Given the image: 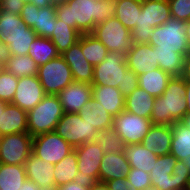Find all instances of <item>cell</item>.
<instances>
[{
	"mask_svg": "<svg viewBox=\"0 0 190 190\" xmlns=\"http://www.w3.org/2000/svg\"><path fill=\"white\" fill-rule=\"evenodd\" d=\"M170 18L168 0H142L138 23L131 31L133 44H149L154 28Z\"/></svg>",
	"mask_w": 190,
	"mask_h": 190,
	"instance_id": "3",
	"label": "cell"
},
{
	"mask_svg": "<svg viewBox=\"0 0 190 190\" xmlns=\"http://www.w3.org/2000/svg\"><path fill=\"white\" fill-rule=\"evenodd\" d=\"M82 119L98 131L111 129L113 126V116H111L98 101L91 98L81 107L78 112Z\"/></svg>",
	"mask_w": 190,
	"mask_h": 190,
	"instance_id": "25",
	"label": "cell"
},
{
	"mask_svg": "<svg viewBox=\"0 0 190 190\" xmlns=\"http://www.w3.org/2000/svg\"><path fill=\"white\" fill-rule=\"evenodd\" d=\"M142 1L116 0L114 16L130 31L138 23Z\"/></svg>",
	"mask_w": 190,
	"mask_h": 190,
	"instance_id": "35",
	"label": "cell"
},
{
	"mask_svg": "<svg viewBox=\"0 0 190 190\" xmlns=\"http://www.w3.org/2000/svg\"><path fill=\"white\" fill-rule=\"evenodd\" d=\"M94 141L102 149L104 154L122 152L125 146L122 138L113 128L99 131Z\"/></svg>",
	"mask_w": 190,
	"mask_h": 190,
	"instance_id": "40",
	"label": "cell"
},
{
	"mask_svg": "<svg viewBox=\"0 0 190 190\" xmlns=\"http://www.w3.org/2000/svg\"><path fill=\"white\" fill-rule=\"evenodd\" d=\"M183 163L186 167H188L189 171H190V156L185 157L183 160Z\"/></svg>",
	"mask_w": 190,
	"mask_h": 190,
	"instance_id": "56",
	"label": "cell"
},
{
	"mask_svg": "<svg viewBox=\"0 0 190 190\" xmlns=\"http://www.w3.org/2000/svg\"><path fill=\"white\" fill-rule=\"evenodd\" d=\"M185 26H186L187 40H188V43L190 45V20L185 22Z\"/></svg>",
	"mask_w": 190,
	"mask_h": 190,
	"instance_id": "55",
	"label": "cell"
},
{
	"mask_svg": "<svg viewBox=\"0 0 190 190\" xmlns=\"http://www.w3.org/2000/svg\"><path fill=\"white\" fill-rule=\"evenodd\" d=\"M182 77L184 81L190 82V54L185 59Z\"/></svg>",
	"mask_w": 190,
	"mask_h": 190,
	"instance_id": "51",
	"label": "cell"
},
{
	"mask_svg": "<svg viewBox=\"0 0 190 190\" xmlns=\"http://www.w3.org/2000/svg\"><path fill=\"white\" fill-rule=\"evenodd\" d=\"M172 174H175L176 190H187L190 180V171L182 160H177Z\"/></svg>",
	"mask_w": 190,
	"mask_h": 190,
	"instance_id": "44",
	"label": "cell"
},
{
	"mask_svg": "<svg viewBox=\"0 0 190 190\" xmlns=\"http://www.w3.org/2000/svg\"><path fill=\"white\" fill-rule=\"evenodd\" d=\"M37 37L36 34H17L16 36H3L1 49L3 55H28L29 46Z\"/></svg>",
	"mask_w": 190,
	"mask_h": 190,
	"instance_id": "39",
	"label": "cell"
},
{
	"mask_svg": "<svg viewBox=\"0 0 190 190\" xmlns=\"http://www.w3.org/2000/svg\"><path fill=\"white\" fill-rule=\"evenodd\" d=\"M145 190H157V189L151 186V187L146 188Z\"/></svg>",
	"mask_w": 190,
	"mask_h": 190,
	"instance_id": "60",
	"label": "cell"
},
{
	"mask_svg": "<svg viewBox=\"0 0 190 190\" xmlns=\"http://www.w3.org/2000/svg\"><path fill=\"white\" fill-rule=\"evenodd\" d=\"M138 87V76L132 70L127 69L123 80V96L131 94Z\"/></svg>",
	"mask_w": 190,
	"mask_h": 190,
	"instance_id": "45",
	"label": "cell"
},
{
	"mask_svg": "<svg viewBox=\"0 0 190 190\" xmlns=\"http://www.w3.org/2000/svg\"><path fill=\"white\" fill-rule=\"evenodd\" d=\"M187 190H190V180H189V184H188V188H187Z\"/></svg>",
	"mask_w": 190,
	"mask_h": 190,
	"instance_id": "61",
	"label": "cell"
},
{
	"mask_svg": "<svg viewBox=\"0 0 190 190\" xmlns=\"http://www.w3.org/2000/svg\"><path fill=\"white\" fill-rule=\"evenodd\" d=\"M2 56H3V50L1 49V43H0V61L2 62Z\"/></svg>",
	"mask_w": 190,
	"mask_h": 190,
	"instance_id": "59",
	"label": "cell"
},
{
	"mask_svg": "<svg viewBox=\"0 0 190 190\" xmlns=\"http://www.w3.org/2000/svg\"><path fill=\"white\" fill-rule=\"evenodd\" d=\"M1 66L17 78L38 75L39 66L29 55H3Z\"/></svg>",
	"mask_w": 190,
	"mask_h": 190,
	"instance_id": "27",
	"label": "cell"
},
{
	"mask_svg": "<svg viewBox=\"0 0 190 190\" xmlns=\"http://www.w3.org/2000/svg\"><path fill=\"white\" fill-rule=\"evenodd\" d=\"M63 114L58 95L46 94L41 102L27 112L28 133L35 137L55 131Z\"/></svg>",
	"mask_w": 190,
	"mask_h": 190,
	"instance_id": "4",
	"label": "cell"
},
{
	"mask_svg": "<svg viewBox=\"0 0 190 190\" xmlns=\"http://www.w3.org/2000/svg\"><path fill=\"white\" fill-rule=\"evenodd\" d=\"M27 179L24 165H0V190H19Z\"/></svg>",
	"mask_w": 190,
	"mask_h": 190,
	"instance_id": "34",
	"label": "cell"
},
{
	"mask_svg": "<svg viewBox=\"0 0 190 190\" xmlns=\"http://www.w3.org/2000/svg\"><path fill=\"white\" fill-rule=\"evenodd\" d=\"M73 150L74 148L55 131L33 137L32 154L52 165L60 162Z\"/></svg>",
	"mask_w": 190,
	"mask_h": 190,
	"instance_id": "11",
	"label": "cell"
},
{
	"mask_svg": "<svg viewBox=\"0 0 190 190\" xmlns=\"http://www.w3.org/2000/svg\"><path fill=\"white\" fill-rule=\"evenodd\" d=\"M23 1V3H32L33 5H35L38 8H43V7H49L52 6L53 3L51 2V0H21Z\"/></svg>",
	"mask_w": 190,
	"mask_h": 190,
	"instance_id": "49",
	"label": "cell"
},
{
	"mask_svg": "<svg viewBox=\"0 0 190 190\" xmlns=\"http://www.w3.org/2000/svg\"><path fill=\"white\" fill-rule=\"evenodd\" d=\"M74 149L77 155L78 173L73 181L90 188L99 181L100 162L104 152L95 141L84 143Z\"/></svg>",
	"mask_w": 190,
	"mask_h": 190,
	"instance_id": "6",
	"label": "cell"
},
{
	"mask_svg": "<svg viewBox=\"0 0 190 190\" xmlns=\"http://www.w3.org/2000/svg\"><path fill=\"white\" fill-rule=\"evenodd\" d=\"M29 48L28 55L38 66L60 56L56 46L49 38L37 36Z\"/></svg>",
	"mask_w": 190,
	"mask_h": 190,
	"instance_id": "32",
	"label": "cell"
},
{
	"mask_svg": "<svg viewBox=\"0 0 190 190\" xmlns=\"http://www.w3.org/2000/svg\"><path fill=\"white\" fill-rule=\"evenodd\" d=\"M186 87L182 76H172L164 93L154 100L150 120L153 124L172 125L187 113Z\"/></svg>",
	"mask_w": 190,
	"mask_h": 190,
	"instance_id": "2",
	"label": "cell"
},
{
	"mask_svg": "<svg viewBox=\"0 0 190 190\" xmlns=\"http://www.w3.org/2000/svg\"><path fill=\"white\" fill-rule=\"evenodd\" d=\"M33 137L28 132L0 137V161L3 164L24 165L32 153Z\"/></svg>",
	"mask_w": 190,
	"mask_h": 190,
	"instance_id": "13",
	"label": "cell"
},
{
	"mask_svg": "<svg viewBox=\"0 0 190 190\" xmlns=\"http://www.w3.org/2000/svg\"><path fill=\"white\" fill-rule=\"evenodd\" d=\"M186 87V102H187V113H190V82L185 81Z\"/></svg>",
	"mask_w": 190,
	"mask_h": 190,
	"instance_id": "53",
	"label": "cell"
},
{
	"mask_svg": "<svg viewBox=\"0 0 190 190\" xmlns=\"http://www.w3.org/2000/svg\"><path fill=\"white\" fill-rule=\"evenodd\" d=\"M64 113H78L92 98V85L73 81L58 94Z\"/></svg>",
	"mask_w": 190,
	"mask_h": 190,
	"instance_id": "18",
	"label": "cell"
},
{
	"mask_svg": "<svg viewBox=\"0 0 190 190\" xmlns=\"http://www.w3.org/2000/svg\"><path fill=\"white\" fill-rule=\"evenodd\" d=\"M123 152L131 168L143 170L147 173L151 172L158 157L153 151H149L141 143L125 145Z\"/></svg>",
	"mask_w": 190,
	"mask_h": 190,
	"instance_id": "26",
	"label": "cell"
},
{
	"mask_svg": "<svg viewBox=\"0 0 190 190\" xmlns=\"http://www.w3.org/2000/svg\"><path fill=\"white\" fill-rule=\"evenodd\" d=\"M38 76L21 77L11 104L28 112L32 110L45 96Z\"/></svg>",
	"mask_w": 190,
	"mask_h": 190,
	"instance_id": "15",
	"label": "cell"
},
{
	"mask_svg": "<svg viewBox=\"0 0 190 190\" xmlns=\"http://www.w3.org/2000/svg\"><path fill=\"white\" fill-rule=\"evenodd\" d=\"M5 105H6V103L4 101L0 100V116H1V113H3L5 110Z\"/></svg>",
	"mask_w": 190,
	"mask_h": 190,
	"instance_id": "57",
	"label": "cell"
},
{
	"mask_svg": "<svg viewBox=\"0 0 190 190\" xmlns=\"http://www.w3.org/2000/svg\"><path fill=\"white\" fill-rule=\"evenodd\" d=\"M131 166L124 152L104 154L99 168V181L107 182L113 179L126 178Z\"/></svg>",
	"mask_w": 190,
	"mask_h": 190,
	"instance_id": "22",
	"label": "cell"
},
{
	"mask_svg": "<svg viewBox=\"0 0 190 190\" xmlns=\"http://www.w3.org/2000/svg\"><path fill=\"white\" fill-rule=\"evenodd\" d=\"M92 98L113 117L125 110V97L118 90L109 86H92Z\"/></svg>",
	"mask_w": 190,
	"mask_h": 190,
	"instance_id": "24",
	"label": "cell"
},
{
	"mask_svg": "<svg viewBox=\"0 0 190 190\" xmlns=\"http://www.w3.org/2000/svg\"><path fill=\"white\" fill-rule=\"evenodd\" d=\"M55 190H89V188L83 187L81 184H77L75 181H71L67 184L56 187Z\"/></svg>",
	"mask_w": 190,
	"mask_h": 190,
	"instance_id": "48",
	"label": "cell"
},
{
	"mask_svg": "<svg viewBox=\"0 0 190 190\" xmlns=\"http://www.w3.org/2000/svg\"><path fill=\"white\" fill-rule=\"evenodd\" d=\"M172 136V125L153 124L141 144L157 156L168 155L171 152Z\"/></svg>",
	"mask_w": 190,
	"mask_h": 190,
	"instance_id": "21",
	"label": "cell"
},
{
	"mask_svg": "<svg viewBox=\"0 0 190 190\" xmlns=\"http://www.w3.org/2000/svg\"><path fill=\"white\" fill-rule=\"evenodd\" d=\"M153 123L150 119L123 110L113 117L112 128L122 138L125 145L141 143Z\"/></svg>",
	"mask_w": 190,
	"mask_h": 190,
	"instance_id": "12",
	"label": "cell"
},
{
	"mask_svg": "<svg viewBox=\"0 0 190 190\" xmlns=\"http://www.w3.org/2000/svg\"><path fill=\"white\" fill-rule=\"evenodd\" d=\"M126 179L138 190H145L146 188L151 187L150 175L143 170L131 168Z\"/></svg>",
	"mask_w": 190,
	"mask_h": 190,
	"instance_id": "43",
	"label": "cell"
},
{
	"mask_svg": "<svg viewBox=\"0 0 190 190\" xmlns=\"http://www.w3.org/2000/svg\"><path fill=\"white\" fill-rule=\"evenodd\" d=\"M37 76L45 94L49 95H58L74 81L71 69L61 55L39 66Z\"/></svg>",
	"mask_w": 190,
	"mask_h": 190,
	"instance_id": "9",
	"label": "cell"
},
{
	"mask_svg": "<svg viewBox=\"0 0 190 190\" xmlns=\"http://www.w3.org/2000/svg\"><path fill=\"white\" fill-rule=\"evenodd\" d=\"M66 1H67V0H51V2L53 3V5L66 3Z\"/></svg>",
	"mask_w": 190,
	"mask_h": 190,
	"instance_id": "58",
	"label": "cell"
},
{
	"mask_svg": "<svg viewBox=\"0 0 190 190\" xmlns=\"http://www.w3.org/2000/svg\"><path fill=\"white\" fill-rule=\"evenodd\" d=\"M171 18L187 22L190 20V0H168Z\"/></svg>",
	"mask_w": 190,
	"mask_h": 190,
	"instance_id": "42",
	"label": "cell"
},
{
	"mask_svg": "<svg viewBox=\"0 0 190 190\" xmlns=\"http://www.w3.org/2000/svg\"><path fill=\"white\" fill-rule=\"evenodd\" d=\"M78 173L75 149L54 165L55 188L74 180Z\"/></svg>",
	"mask_w": 190,
	"mask_h": 190,
	"instance_id": "36",
	"label": "cell"
},
{
	"mask_svg": "<svg viewBox=\"0 0 190 190\" xmlns=\"http://www.w3.org/2000/svg\"><path fill=\"white\" fill-rule=\"evenodd\" d=\"M22 132H28L27 112L16 105L6 103L0 116L1 137Z\"/></svg>",
	"mask_w": 190,
	"mask_h": 190,
	"instance_id": "23",
	"label": "cell"
},
{
	"mask_svg": "<svg viewBox=\"0 0 190 190\" xmlns=\"http://www.w3.org/2000/svg\"><path fill=\"white\" fill-rule=\"evenodd\" d=\"M125 57L128 69L137 76L159 68L156 50L150 44H133Z\"/></svg>",
	"mask_w": 190,
	"mask_h": 190,
	"instance_id": "17",
	"label": "cell"
},
{
	"mask_svg": "<svg viewBox=\"0 0 190 190\" xmlns=\"http://www.w3.org/2000/svg\"><path fill=\"white\" fill-rule=\"evenodd\" d=\"M149 44L158 50L181 53L186 58L190 54L185 22L173 18L154 28Z\"/></svg>",
	"mask_w": 190,
	"mask_h": 190,
	"instance_id": "5",
	"label": "cell"
},
{
	"mask_svg": "<svg viewBox=\"0 0 190 190\" xmlns=\"http://www.w3.org/2000/svg\"><path fill=\"white\" fill-rule=\"evenodd\" d=\"M180 122L190 129V113H186Z\"/></svg>",
	"mask_w": 190,
	"mask_h": 190,
	"instance_id": "54",
	"label": "cell"
},
{
	"mask_svg": "<svg viewBox=\"0 0 190 190\" xmlns=\"http://www.w3.org/2000/svg\"><path fill=\"white\" fill-rule=\"evenodd\" d=\"M24 4L25 3L21 0H0V10H6L13 14L20 15Z\"/></svg>",
	"mask_w": 190,
	"mask_h": 190,
	"instance_id": "46",
	"label": "cell"
},
{
	"mask_svg": "<svg viewBox=\"0 0 190 190\" xmlns=\"http://www.w3.org/2000/svg\"><path fill=\"white\" fill-rule=\"evenodd\" d=\"M172 76L160 68L138 75L139 87L145 90L152 97H160Z\"/></svg>",
	"mask_w": 190,
	"mask_h": 190,
	"instance_id": "28",
	"label": "cell"
},
{
	"mask_svg": "<svg viewBox=\"0 0 190 190\" xmlns=\"http://www.w3.org/2000/svg\"><path fill=\"white\" fill-rule=\"evenodd\" d=\"M116 0H67L55 5L56 17L80 34L92 33L95 26L114 17Z\"/></svg>",
	"mask_w": 190,
	"mask_h": 190,
	"instance_id": "1",
	"label": "cell"
},
{
	"mask_svg": "<svg viewBox=\"0 0 190 190\" xmlns=\"http://www.w3.org/2000/svg\"><path fill=\"white\" fill-rule=\"evenodd\" d=\"M156 50L159 68L171 76H182L186 57L174 51Z\"/></svg>",
	"mask_w": 190,
	"mask_h": 190,
	"instance_id": "38",
	"label": "cell"
},
{
	"mask_svg": "<svg viewBox=\"0 0 190 190\" xmlns=\"http://www.w3.org/2000/svg\"><path fill=\"white\" fill-rule=\"evenodd\" d=\"M19 190H42L38 184L32 180L26 179Z\"/></svg>",
	"mask_w": 190,
	"mask_h": 190,
	"instance_id": "50",
	"label": "cell"
},
{
	"mask_svg": "<svg viewBox=\"0 0 190 190\" xmlns=\"http://www.w3.org/2000/svg\"><path fill=\"white\" fill-rule=\"evenodd\" d=\"M18 79L0 65V100L5 103L12 102L18 85Z\"/></svg>",
	"mask_w": 190,
	"mask_h": 190,
	"instance_id": "41",
	"label": "cell"
},
{
	"mask_svg": "<svg viewBox=\"0 0 190 190\" xmlns=\"http://www.w3.org/2000/svg\"><path fill=\"white\" fill-rule=\"evenodd\" d=\"M56 16L55 5L49 7L38 8L32 3L24 4L20 17L32 28L37 36L51 38L54 17Z\"/></svg>",
	"mask_w": 190,
	"mask_h": 190,
	"instance_id": "14",
	"label": "cell"
},
{
	"mask_svg": "<svg viewBox=\"0 0 190 190\" xmlns=\"http://www.w3.org/2000/svg\"><path fill=\"white\" fill-rule=\"evenodd\" d=\"M176 162L172 154L158 156L149 173L151 186L157 190H176L175 174H172Z\"/></svg>",
	"mask_w": 190,
	"mask_h": 190,
	"instance_id": "19",
	"label": "cell"
},
{
	"mask_svg": "<svg viewBox=\"0 0 190 190\" xmlns=\"http://www.w3.org/2000/svg\"><path fill=\"white\" fill-rule=\"evenodd\" d=\"M81 49L86 60L93 66L105 60L107 48L91 33L81 34Z\"/></svg>",
	"mask_w": 190,
	"mask_h": 190,
	"instance_id": "37",
	"label": "cell"
},
{
	"mask_svg": "<svg viewBox=\"0 0 190 190\" xmlns=\"http://www.w3.org/2000/svg\"><path fill=\"white\" fill-rule=\"evenodd\" d=\"M61 56L69 65L74 81L92 85L94 66L90 64L81 49V35L78 41L69 47Z\"/></svg>",
	"mask_w": 190,
	"mask_h": 190,
	"instance_id": "16",
	"label": "cell"
},
{
	"mask_svg": "<svg viewBox=\"0 0 190 190\" xmlns=\"http://www.w3.org/2000/svg\"><path fill=\"white\" fill-rule=\"evenodd\" d=\"M127 69L125 56L116 52H108L105 60L94 66L92 86L118 88L123 95V80Z\"/></svg>",
	"mask_w": 190,
	"mask_h": 190,
	"instance_id": "8",
	"label": "cell"
},
{
	"mask_svg": "<svg viewBox=\"0 0 190 190\" xmlns=\"http://www.w3.org/2000/svg\"><path fill=\"white\" fill-rule=\"evenodd\" d=\"M171 152L177 160L190 156V129L181 122L172 124Z\"/></svg>",
	"mask_w": 190,
	"mask_h": 190,
	"instance_id": "33",
	"label": "cell"
},
{
	"mask_svg": "<svg viewBox=\"0 0 190 190\" xmlns=\"http://www.w3.org/2000/svg\"><path fill=\"white\" fill-rule=\"evenodd\" d=\"M155 97L138 87L125 97V110L135 115L150 119Z\"/></svg>",
	"mask_w": 190,
	"mask_h": 190,
	"instance_id": "29",
	"label": "cell"
},
{
	"mask_svg": "<svg viewBox=\"0 0 190 190\" xmlns=\"http://www.w3.org/2000/svg\"><path fill=\"white\" fill-rule=\"evenodd\" d=\"M93 34L109 52H116L126 56L133 42L131 31L127 29L115 16L95 26Z\"/></svg>",
	"mask_w": 190,
	"mask_h": 190,
	"instance_id": "7",
	"label": "cell"
},
{
	"mask_svg": "<svg viewBox=\"0 0 190 190\" xmlns=\"http://www.w3.org/2000/svg\"><path fill=\"white\" fill-rule=\"evenodd\" d=\"M55 132L76 148L94 141L99 131L82 119L79 113H64L57 123Z\"/></svg>",
	"mask_w": 190,
	"mask_h": 190,
	"instance_id": "10",
	"label": "cell"
},
{
	"mask_svg": "<svg viewBox=\"0 0 190 190\" xmlns=\"http://www.w3.org/2000/svg\"><path fill=\"white\" fill-rule=\"evenodd\" d=\"M17 34H36L20 17L6 10H0V43L3 36H16Z\"/></svg>",
	"mask_w": 190,
	"mask_h": 190,
	"instance_id": "31",
	"label": "cell"
},
{
	"mask_svg": "<svg viewBox=\"0 0 190 190\" xmlns=\"http://www.w3.org/2000/svg\"><path fill=\"white\" fill-rule=\"evenodd\" d=\"M53 30L50 40L56 46L60 55L74 45L81 35L75 28L69 26L56 16L54 17Z\"/></svg>",
	"mask_w": 190,
	"mask_h": 190,
	"instance_id": "30",
	"label": "cell"
},
{
	"mask_svg": "<svg viewBox=\"0 0 190 190\" xmlns=\"http://www.w3.org/2000/svg\"><path fill=\"white\" fill-rule=\"evenodd\" d=\"M27 179L32 180L42 190H55L54 165L30 154L24 164Z\"/></svg>",
	"mask_w": 190,
	"mask_h": 190,
	"instance_id": "20",
	"label": "cell"
},
{
	"mask_svg": "<svg viewBox=\"0 0 190 190\" xmlns=\"http://www.w3.org/2000/svg\"><path fill=\"white\" fill-rule=\"evenodd\" d=\"M105 183L110 190H138L126 178L113 179Z\"/></svg>",
	"mask_w": 190,
	"mask_h": 190,
	"instance_id": "47",
	"label": "cell"
},
{
	"mask_svg": "<svg viewBox=\"0 0 190 190\" xmlns=\"http://www.w3.org/2000/svg\"><path fill=\"white\" fill-rule=\"evenodd\" d=\"M89 190H110L105 182L97 181Z\"/></svg>",
	"mask_w": 190,
	"mask_h": 190,
	"instance_id": "52",
	"label": "cell"
}]
</instances>
